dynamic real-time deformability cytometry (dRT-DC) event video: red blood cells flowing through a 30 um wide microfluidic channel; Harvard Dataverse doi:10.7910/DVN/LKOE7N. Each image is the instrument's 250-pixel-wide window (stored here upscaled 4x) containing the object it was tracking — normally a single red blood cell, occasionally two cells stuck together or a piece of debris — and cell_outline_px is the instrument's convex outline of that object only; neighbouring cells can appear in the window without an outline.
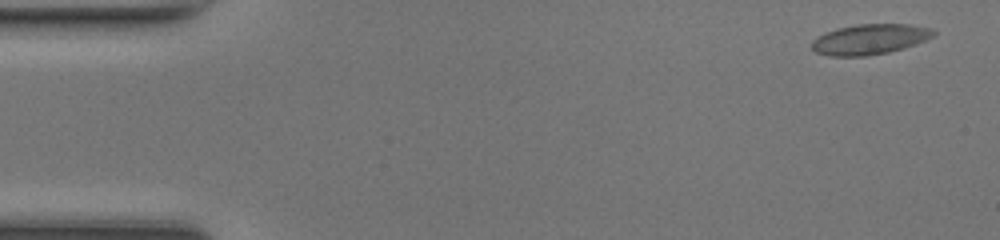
{"species": "common noctule bat (a hibernating species)", "species_latin": "Nyctalus noctula", "temperature_condition": "room temperature", "stored_images_in_passage": 48, "camera_frame_rate_fps": 3000, "um_per_image_px": 0.085, "animal": {"sex": "female", "body_mass_g": 17.0, "forearm_length_mm": 48.0}, "frame": {"image": 1, "passage_image": 2, "time_ms": 0.333, "image_size_px": [1000, 240], "cell_outline_px": [[936, 32], [932, 36], [924, 40], [904, 48], [888, 52], [864, 56], [832, 56], [816, 52], [812, 48], [812, 40], [824, 32], [836, 28], [856, 24], [908, 24], [928, 28]], "centroid_in_image_um": [73.88, 3.33], "position_along_channel_um": 11.1, "area_um2": 21.33}}
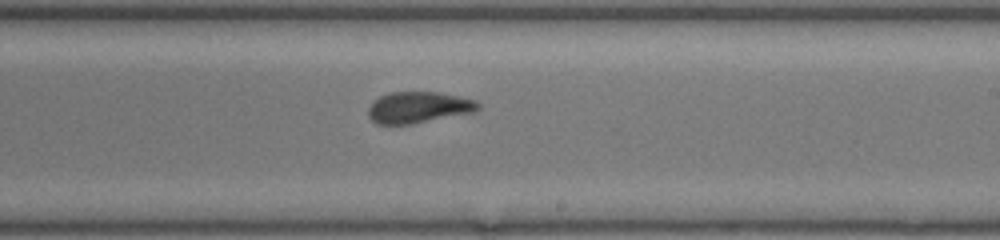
{"frame": {"image": 2, "passage_image": 28, "time_ms": 9.0, "image_size_px": [1000, 240], "cell_outline_px": [[480, 108], [472, 112], [412, 124], [376, 124], [368, 116], [368, 108], [372, 100], [380, 96], [392, 92], [440, 92], [476, 100], [480, 104]], "centroid_in_image_um": [35.54, 9.12], "position_along_channel_um": 253.5, "area_um2": 20.06}}
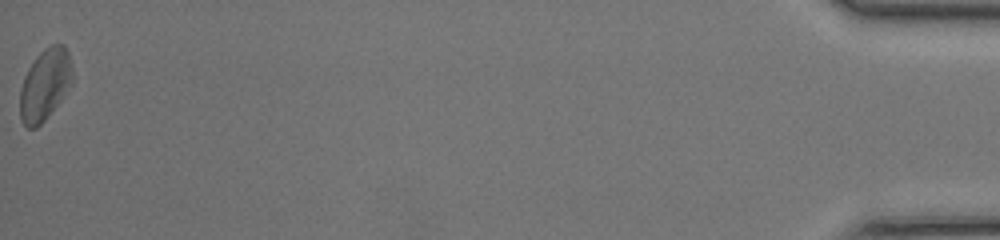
{"frame": {"image": 3, "passage_image": 48, "time_ms": 15.667, "image_size_px": [1000, 240], "cell_outline_px": [[72, 80], [60, 100], [44, 120], [36, 128], [28, 128], [20, 120], [20, 88], [24, 76], [28, 68], [36, 56], [44, 48], [52, 44], [64, 44], [68, 52], [72, 68]], "centroid_in_image_um": [3.79, 7.17], "position_along_channel_um": 431.4, "area_um2": 21.62}, "authors_computed_cell_mechanics": {"area_um2": 20.4323, "velocity_mm_per_s": 4.296, "shape_relaxation_time_tau1_ms": 3.5568, "shape_relaxation_time_tau2_ms": 1.2067, "deformation_change_tau1": 0.1019, "deformation_change_tau2": 0.0629}}